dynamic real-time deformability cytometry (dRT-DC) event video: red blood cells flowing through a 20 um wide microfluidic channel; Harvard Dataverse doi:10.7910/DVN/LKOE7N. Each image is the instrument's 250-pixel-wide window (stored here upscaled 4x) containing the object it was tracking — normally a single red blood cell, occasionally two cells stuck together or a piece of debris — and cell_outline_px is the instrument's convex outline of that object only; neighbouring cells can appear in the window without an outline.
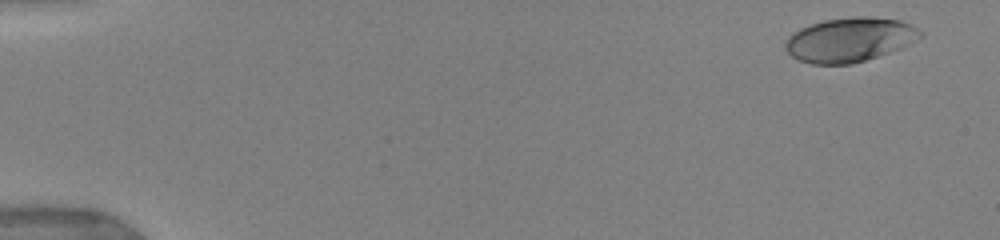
{"species": "human", "species_latin": "Homo sapiens", "temperature_condition": "warm", "stored_images_in_passage": 56, "camera_frame_rate_fps": 3000, "um_per_image_px": 0.085, "donor": {"sex": "female"}, "frame": {"image": 1, "passage_image": 1, "time_ms": 0.0, "image_size_px": [1000, 240], "cell_outline_px": [[924, 36], [912, 44], [852, 64], [812, 64], [800, 60], [792, 56], [788, 52], [784, 44], [788, 36], [792, 32], [800, 28], [824, 20], [860, 16], [864, 16], [900, 20], [912, 24], [920, 28], [924, 32]], "centroid_in_image_um": [72.27, 3.36], "position_along_channel_um": 12.7, "area_um2": 34.91}}
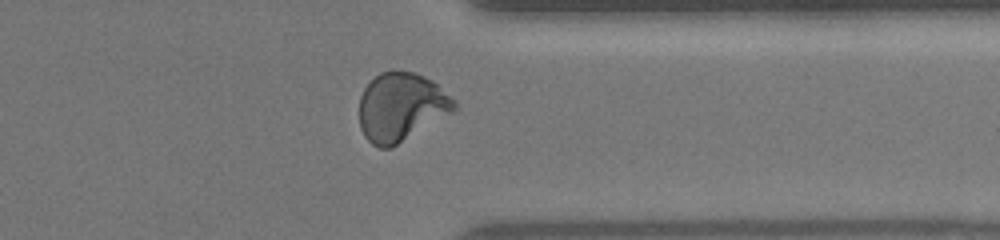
{"frame": {"image": 2, "passage_image": 45, "time_ms": 13.0, "image_size_px": [1000, 240], "cell_outline_px": [[456, 108], [452, 112], [392, 148], [380, 148], [372, 144], [364, 136], [360, 128], [360, 96], [364, 88], [380, 72], [392, 68], [412, 72], [424, 76], [432, 80], [456, 104]], "centroid_in_image_um": [34.05, 9.08], "position_along_channel_um": 377.4, "area_um2": 37.74}}
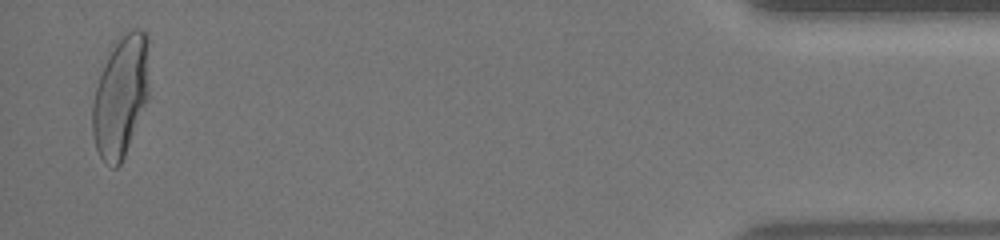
{"frame": {"image": 3, "passage_image": 55, "time_ms": 16.0, "image_size_px": [1000, 240], "cell_outline_px": [[148, 100], [124, 156], [120, 164], [116, 168], [112, 168], [100, 156], [96, 148], [92, 132], [92, 104], [96, 88], [112, 40], [132, 28], [140, 28], [148, 32]], "centroid_in_image_um": [10.27, 8.1], "position_along_channel_um": 424.9, "area_um2": 40.52}, "authors_computed_cell_mechanics": {"area_um2": 36.1828, "velocity_mm_per_s": 3.9412, "shape_relaxation_time_tau1_ms": 3.5708, "shape_relaxation_time_tau2_ms": null, "deformation_change_tau1": 0.189, "deformation_change_tau2": null}}